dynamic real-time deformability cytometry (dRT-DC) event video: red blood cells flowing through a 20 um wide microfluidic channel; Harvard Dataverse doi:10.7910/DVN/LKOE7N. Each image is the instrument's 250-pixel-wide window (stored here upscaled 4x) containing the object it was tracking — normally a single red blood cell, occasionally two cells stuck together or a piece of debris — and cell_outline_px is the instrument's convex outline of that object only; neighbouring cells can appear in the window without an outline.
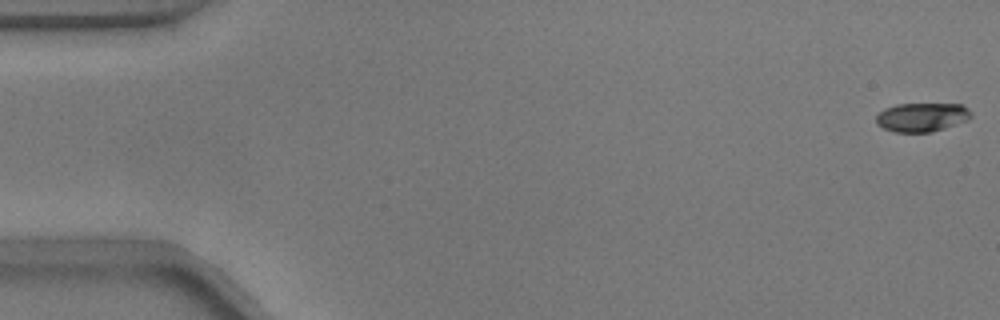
{"species": "common noctule bat (a hibernating species)", "species_latin": "Nyctalus noctula", "temperature_condition": "warm", "stored_images_in_passage": 13, "camera_frame_rate_fps": 3000, "um_per_image_px": 0.085, "animal": {"sex": "male", "body_mass_g": 17.9}, "frame": {"image": 1, "passage_image": 1, "time_ms": 0.0, "image_size_px": [1000, 320], "cell_outline_px": [[972, 116], [968, 120], [932, 132], [896, 132], [884, 128], [876, 124], [876, 116], [884, 108], [896, 104], [960, 104], [968, 108], [972, 112]], "centroid_in_image_um": [78.37, 9.95], "position_along_channel_um": 6.6, "area_um2": 16.01}}